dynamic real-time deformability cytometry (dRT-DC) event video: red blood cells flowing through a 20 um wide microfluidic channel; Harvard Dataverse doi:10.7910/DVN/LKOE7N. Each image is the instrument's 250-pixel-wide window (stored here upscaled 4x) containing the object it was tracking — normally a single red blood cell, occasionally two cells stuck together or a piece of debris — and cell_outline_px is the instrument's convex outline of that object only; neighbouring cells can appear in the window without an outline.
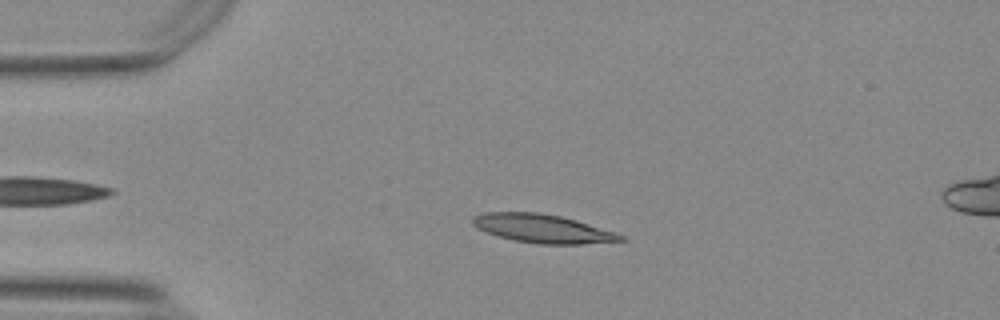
{"species": "Egyptian fruit bat (a non-hibernating species)", "species_latin": "Rousettus aegyptiacus", "temperature_condition": "warm", "stored_images_in_passage": 41, "camera_frame_rate_fps": 3000, "um_per_image_px": 0.085, "animal": {"sex": "female"}, "frame": {"image": 1, "passage_image": 11, "time_ms": 3.333, "image_size_px": [1000, 320], "cell_outline_px": [[628, 240], [580, 244], [540, 244], [516, 240], [500, 236], [488, 232], [472, 224], [472, 216], [484, 212], [540, 212], [560, 216], [576, 220], [616, 232], [624, 236]], "centroid_in_image_um": [46.16, 19.42], "position_along_channel_um": 38.8, "area_um2": 24.39}}
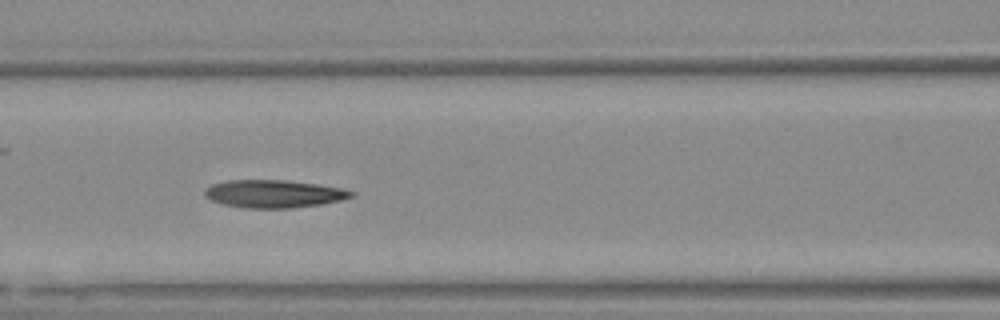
{"frame": {"image": 2, "passage_image": 22, "time_ms": 7.0, "image_size_px": [1000, 320], "cell_outline_px": [[356, 196], [340, 200], [320, 204], [292, 208], [244, 208], [224, 204], [212, 200], [204, 196], [204, 188], [212, 184], [228, 180], [284, 180], [316, 184], [340, 188], [356, 192]], "centroid_in_image_um": [23.26, 16.47], "position_along_channel_um": 143.3, "area_um2": 23.7}}
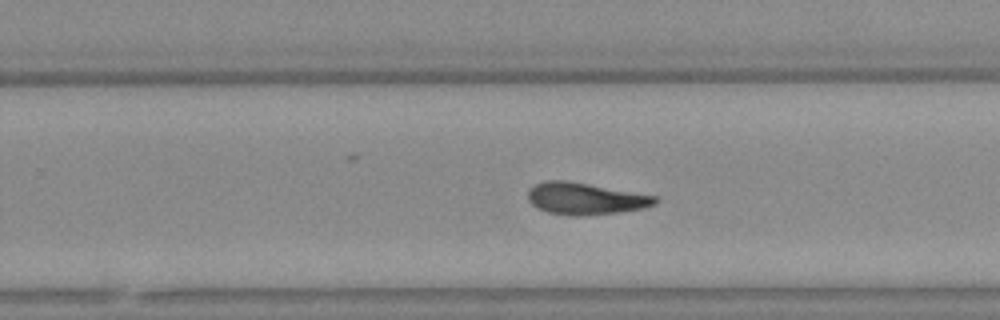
{"frame": {"image": 3, "passage_image": 33, "time_ms": 10.667, "image_size_px": [1000, 320], "cell_outline_px": [[660, 200], [656, 204], [644, 208], [620, 212], [580, 216], [568, 216], [548, 212], [536, 208], [528, 200], [528, 188], [544, 180], [568, 180], [656, 196]], "centroid_in_image_um": [49.73, 16.88], "position_along_channel_um": 280.1, "area_um2": 23.87}, "authors_computed_cell_mechanics": {"area_um2": 23.5246, "velocity_mm_per_s": 3.7449, "shape_relaxation_time_tau1_ms": 5.5254, "shape_relaxation_time_tau2_ms": 3.7828, "deformation_change_tau1": 0.2017, "deformation_change_tau2": 0.1302}}